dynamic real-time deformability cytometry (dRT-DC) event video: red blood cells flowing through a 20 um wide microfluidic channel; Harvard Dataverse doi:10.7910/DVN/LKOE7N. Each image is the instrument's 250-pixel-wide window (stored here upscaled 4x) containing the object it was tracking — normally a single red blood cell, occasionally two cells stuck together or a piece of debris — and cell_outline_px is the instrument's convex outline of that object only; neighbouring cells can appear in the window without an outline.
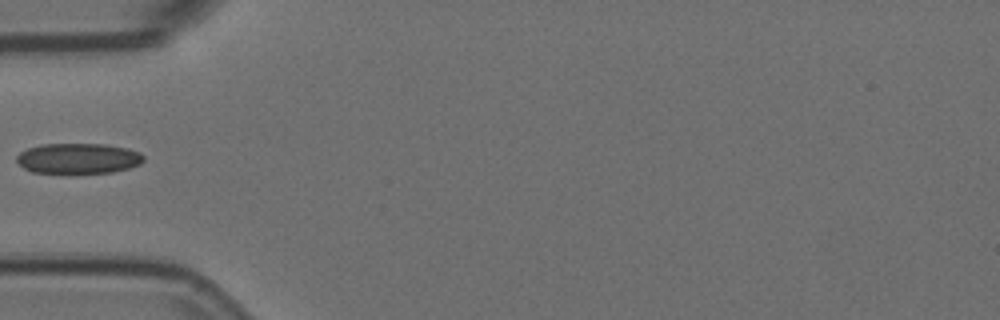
{"species": "Egyptian fruit bat (a non-hibernating species)", "species_latin": "Rousettus aegyptiacus", "temperature_condition": "room temperature", "stored_images_in_passage": 1, "camera_frame_rate_fps": 3000, "um_per_image_px": 0.085, "animal": {"sex": "female"}, "frame": {"image": 1, "passage_image": 1, "time_ms": 0.0, "image_size_px": [1000, 320], "cell_outline_px": [[144, 160], [140, 164], [128, 168], [112, 172], [32, 172], [24, 168], [16, 160], [16, 156], [20, 152], [28, 148], [40, 144], [104, 144], [128, 148], [140, 152], [144, 156]], "centroid_in_image_um": [6.66, 13.45], "position_along_channel_um": 78.3, "area_um2": 22.31}}